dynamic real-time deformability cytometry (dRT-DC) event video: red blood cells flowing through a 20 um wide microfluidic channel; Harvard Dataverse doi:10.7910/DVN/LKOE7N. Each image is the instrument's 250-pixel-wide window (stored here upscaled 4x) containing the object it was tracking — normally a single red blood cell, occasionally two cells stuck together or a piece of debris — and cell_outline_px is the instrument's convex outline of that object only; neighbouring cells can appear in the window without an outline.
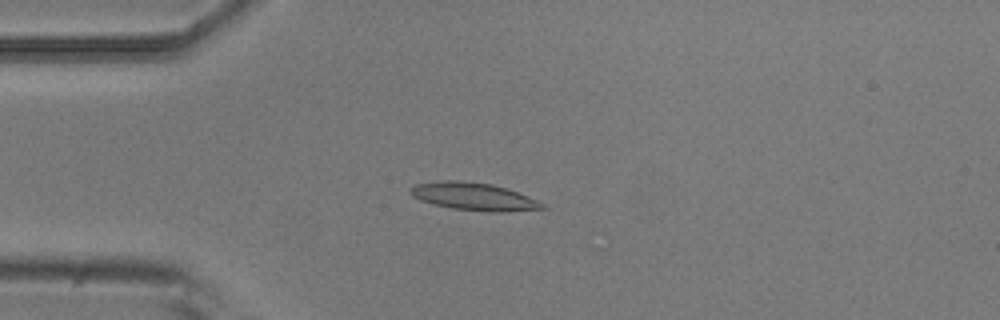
{"species": "common noctule bat (a hibernating species)", "species_latin": "Nyctalus noctula", "temperature_condition": "room temperature", "stored_images_in_passage": 6, "camera_frame_rate_fps": 3000, "um_per_image_px": 0.085, "animal": {"sex": "male", "body_mass_g": 20.5, "forearm_length_mm": 52.5}, "frame": {"image": 1, "passage_image": 3, "time_ms": 0.667, "image_size_px": [1000, 320], "cell_outline_px": [[548, 208], [508, 212], [488, 212], [452, 208], [432, 204], [420, 200], [412, 196], [408, 192], [416, 184], [444, 180], [460, 180], [492, 184], [528, 196], [544, 204]], "centroid_in_image_um": [40.27, 16.71], "position_along_channel_um": 44.7, "area_um2": 21.21}}
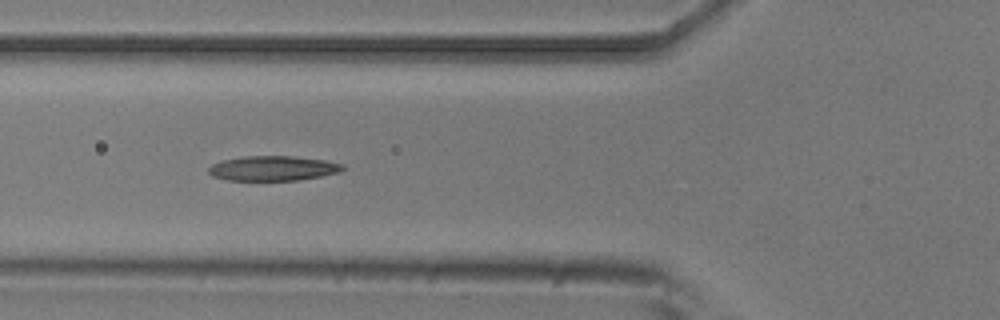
{"frame": {"image": 2, "passage_image": 5, "time_ms": 1.333, "image_size_px": [1000, 320], "cell_outline_px": [[344, 168], [340, 172], [300, 180], [228, 180], [212, 176], [208, 172], [208, 168], [212, 164], [224, 160], [244, 156], [292, 156], [324, 160], [344, 164]], "centroid_in_image_um": [23.2, 14.3], "position_along_channel_um": 102.6, "area_um2": 19.31}}
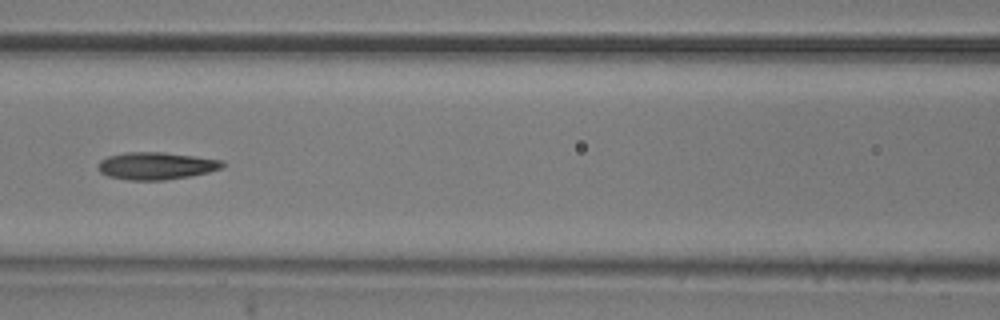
{"frame": {"image": 3, "passage_image": 6, "time_ms": 1.667, "image_size_px": [1000, 320], "cell_outline_px": [[224, 164], [220, 168], [208, 172], [188, 176], [164, 180], [128, 180], [108, 176], [100, 172], [96, 168], [96, 164], [100, 160], [108, 156], [124, 152], [164, 152], [224, 160]], "centroid_in_image_um": [13.21, 14.09], "position_along_channel_um": 153.4, "area_um2": 19.88}}